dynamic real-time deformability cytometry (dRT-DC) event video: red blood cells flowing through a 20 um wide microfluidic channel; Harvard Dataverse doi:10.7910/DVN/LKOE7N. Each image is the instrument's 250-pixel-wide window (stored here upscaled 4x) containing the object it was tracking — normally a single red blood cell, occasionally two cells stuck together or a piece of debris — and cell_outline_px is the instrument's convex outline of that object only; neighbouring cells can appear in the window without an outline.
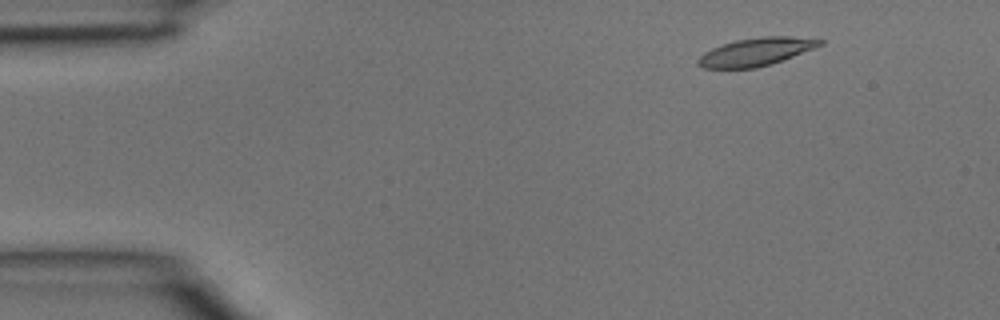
{"species": "common noctule bat (a hibernating species)", "species_latin": "Nyctalus noctula", "temperature_condition": "room temperature", "stored_images_in_passage": 3, "camera_frame_rate_fps": 3000, "um_per_image_px": 0.085, "animal": {"sex": "male", "body_mass_g": 15.6}, "frame": {"image": 1, "passage_image": 2, "time_ms": 0.333, "image_size_px": [1000, 320], "cell_outline_px": [[824, 44], [792, 56], [756, 68], [704, 68], [696, 64], [696, 60], [704, 52], [712, 48], [736, 40], [760, 36], [788, 36], [824, 40]], "centroid_in_image_um": [64.22, 4.4], "position_along_channel_um": 20.8, "area_um2": 19.54}}